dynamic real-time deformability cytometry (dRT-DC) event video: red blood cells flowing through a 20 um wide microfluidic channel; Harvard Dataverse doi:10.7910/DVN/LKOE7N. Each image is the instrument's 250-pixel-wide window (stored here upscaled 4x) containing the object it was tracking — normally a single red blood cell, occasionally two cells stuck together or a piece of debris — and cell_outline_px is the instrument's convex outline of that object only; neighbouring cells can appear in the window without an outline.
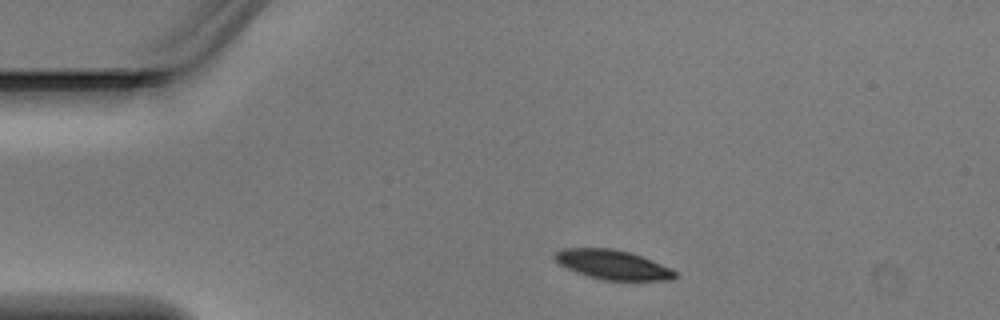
{"species": "Egyptian fruit bat (a non-hibernating species)", "species_latin": "Rousettus aegyptiacus", "temperature_condition": "warm", "stored_images_in_passage": 2, "camera_frame_rate_fps": 3000, "um_per_image_px": 0.085, "animal": {"sex": "male"}, "frame": {"image": 1, "passage_image": 1, "time_ms": 0.0, "image_size_px": [1000, 320], "cell_outline_px": [[676, 276], [672, 280], [604, 280], [588, 276], [576, 272], [560, 264], [552, 256], [560, 248], [612, 248], [628, 252], [652, 260], [672, 268], [676, 272]], "centroid_in_image_um": [52.08, 22.49], "position_along_channel_um": 32.9, "area_um2": 20.52}}
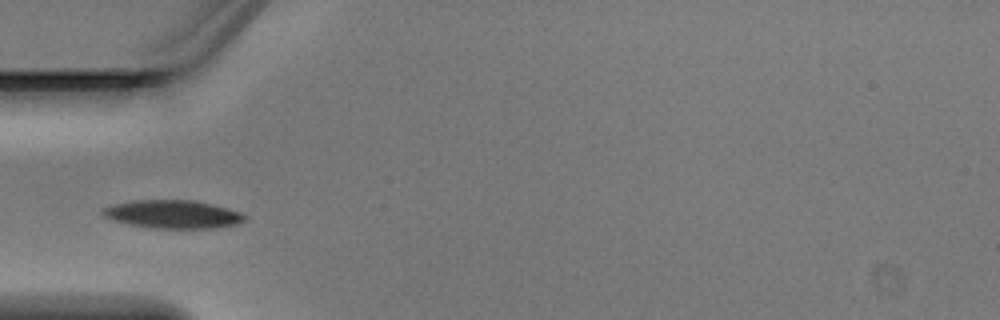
{"frame": {"image": 2, "passage_image": 2, "time_ms": 0.333, "image_size_px": [1000, 320], "cell_outline_px": [[248, 216], [240, 224], [212, 228], [152, 228], [128, 224], [112, 220], [104, 216], [100, 212], [100, 208], [132, 200], [192, 200], [212, 204], [228, 208], [240, 212]], "centroid_in_image_um": [14.68, 18.21], "position_along_channel_um": 70.3, "area_um2": 23.47}}